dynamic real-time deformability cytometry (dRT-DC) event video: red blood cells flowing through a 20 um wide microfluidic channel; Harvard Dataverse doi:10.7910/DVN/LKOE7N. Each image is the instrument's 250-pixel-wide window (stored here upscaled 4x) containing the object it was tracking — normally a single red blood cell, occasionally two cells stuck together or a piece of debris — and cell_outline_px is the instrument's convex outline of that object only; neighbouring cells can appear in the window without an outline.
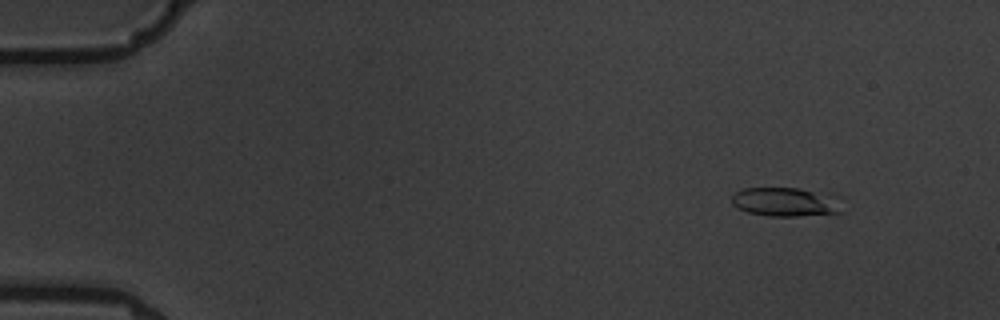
{"species": "common noctule bat (a hibernating species)", "species_latin": "Nyctalus noctula", "temperature_condition": "warm", "stored_images_in_passage": 8, "camera_frame_rate_fps": 3000, "um_per_image_px": 0.085, "animal": {"sex": "male", "body_mass_g": 19.5, "forearm_length_mm": 54.6}, "frame": {"image": 1, "passage_image": 1, "time_ms": 0.0, "image_size_px": [1000, 320], "cell_outline_px": [[844, 212], [796, 216], [768, 216], [748, 212], [736, 208], [732, 204], [732, 196], [736, 192], [744, 188], [800, 188], [832, 192], [840, 196]], "centroid_in_image_um": [66.89, 17.15], "position_along_channel_um": 18.1, "area_um2": 19.31}}
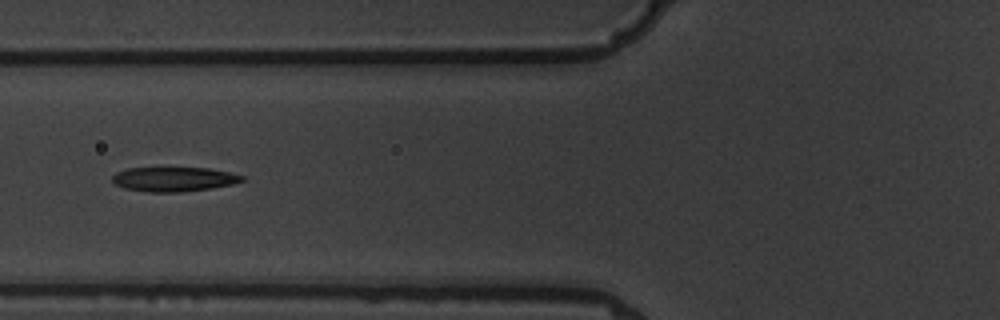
{"frame": {"image": 2, "passage_image": 6, "time_ms": 5.667, "image_size_px": [1000, 320], "cell_outline_px": [[244, 180], [232, 184], [212, 188], [184, 192], [148, 192], [124, 188], [116, 184], [112, 180], [112, 176], [116, 172], [128, 168], [208, 168], [228, 172], [244, 176]], "centroid_in_image_um": [14.77, 15.23], "position_along_channel_um": 111.0, "area_um2": 18.44}}
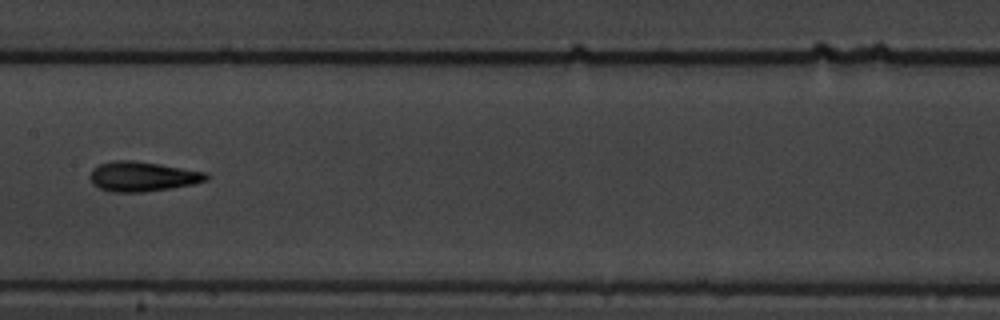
{"frame": {"image": 3, "passage_image": 8, "time_ms": 8.0, "image_size_px": [1000, 320], "cell_outline_px": [[208, 180], [192, 184], [172, 188], [144, 192], [112, 192], [100, 188], [92, 184], [88, 176], [92, 168], [100, 164], [112, 160], [132, 160], [160, 164], [204, 172], [208, 176]], "centroid_in_image_um": [12.05, 15.0], "position_along_channel_um": 195.3, "area_um2": 20.23}}